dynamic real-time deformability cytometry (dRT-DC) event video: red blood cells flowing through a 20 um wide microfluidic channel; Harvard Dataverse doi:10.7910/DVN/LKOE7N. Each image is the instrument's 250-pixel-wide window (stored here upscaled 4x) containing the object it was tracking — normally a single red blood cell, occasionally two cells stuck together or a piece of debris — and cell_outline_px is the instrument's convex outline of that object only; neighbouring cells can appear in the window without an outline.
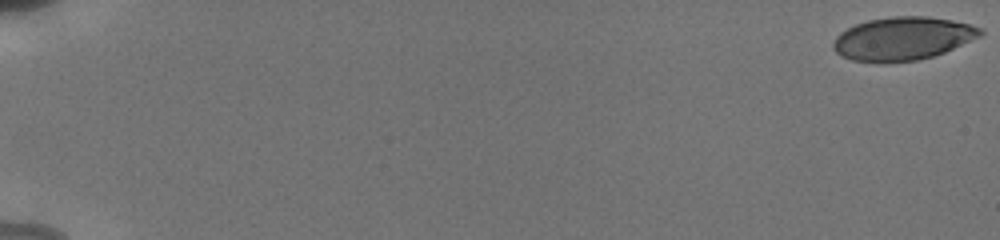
{"species": "human", "species_latin": "Homo sapiens", "temperature_condition": "cold", "stored_images_in_passage": 45, "camera_frame_rate_fps": 3000, "um_per_image_px": 0.085, "donor": {"sex": "male"}, "frame": {"image": 1, "passage_image": 1, "time_ms": 0.0, "image_size_px": [1000, 240], "cell_outline_px": [[984, 32], [980, 36], [944, 52], [932, 56], [916, 60], [852, 60], [840, 56], [832, 48], [832, 44], [836, 36], [840, 32], [856, 24], [868, 20], [892, 16], [928, 16], [952, 20], [984, 28]], "centroid_in_image_um": [76.74, 3.24], "position_along_channel_um": 8.3, "area_um2": 36.36}}
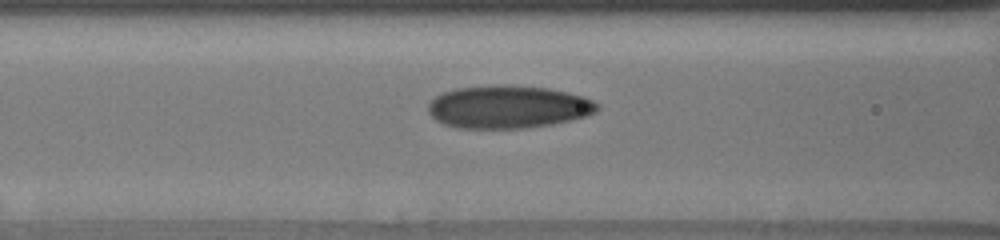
{"frame": {"image": 2, "passage_image": 22, "time_ms": 8.333, "image_size_px": [1000, 240], "cell_outline_px": [[600, 108], [596, 112], [588, 116], [572, 120], [552, 124], [520, 128], [456, 128], [444, 124], [436, 120], [428, 112], [428, 104], [436, 96], [444, 92], [456, 88], [504, 84], [548, 88], [568, 92], [584, 96], [600, 104]], "centroid_in_image_um": [43.23, 9.08], "position_along_channel_um": 123.4, "area_um2": 42.43}}
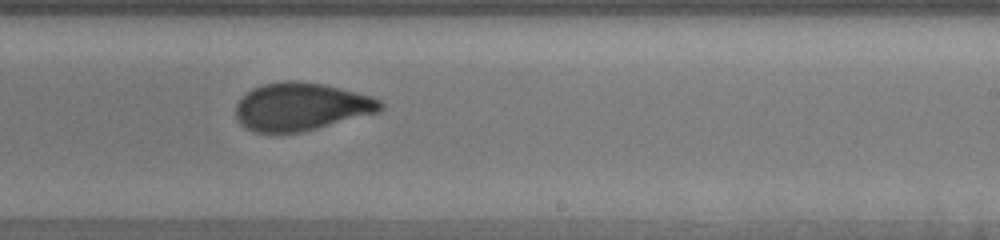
{"frame": {"image": 3, "passage_image": 32, "time_ms": 12.0, "image_size_px": [1000, 240], "cell_outline_px": [[384, 108], [380, 112], [300, 132], [256, 132], [240, 124], [236, 116], [236, 104], [240, 96], [252, 88], [264, 84], [284, 80], [292, 80], [324, 84], [372, 96], [380, 100], [384, 104]], "centroid_in_image_um": [25.6, 9.05], "position_along_channel_um": 263.4, "area_um2": 40.34}, "authors_computed_cell_mechanics": {"area_um2": 39.593, "velocity_mm_per_s": 3.8345, "shape_relaxation_time_tau1_ms": 8.1525, "shape_relaxation_time_tau2_ms": 1.0529, "deformation_change_tau1": 0.2064, "deformation_change_tau2": 0.0648}}